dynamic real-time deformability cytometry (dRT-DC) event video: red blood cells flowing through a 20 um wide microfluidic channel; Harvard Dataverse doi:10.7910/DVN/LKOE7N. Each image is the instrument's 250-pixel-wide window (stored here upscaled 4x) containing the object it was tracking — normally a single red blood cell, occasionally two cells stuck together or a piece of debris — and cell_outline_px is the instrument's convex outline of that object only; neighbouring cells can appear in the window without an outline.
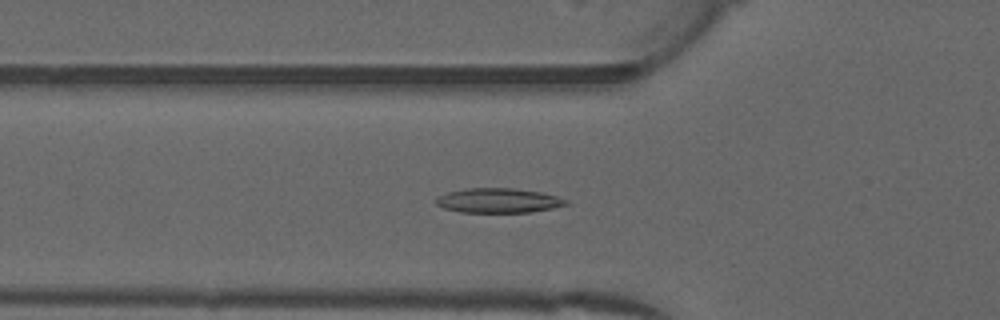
{"species": "common noctule bat (a hibernating species)", "species_latin": "Nyctalus noctula", "temperature_condition": "warm", "stored_images_in_passage": 28, "camera_frame_rate_fps": 3000, "um_per_image_px": 0.085, "animal": {"sex": "male", "forearm_length_mm": 52.5}, "frame": {"image": 1, "passage_image": 18, "time_ms": 5.667, "image_size_px": [1000, 320], "cell_outline_px": [[568, 204], [552, 208], [532, 212], [460, 212], [444, 208], [436, 204], [436, 200], [440, 196], [448, 192], [468, 188], [512, 188], [540, 192], [556, 196], [568, 200]], "centroid_in_image_um": [42.38, 17.05], "position_along_channel_um": 83.4, "area_um2": 18.44}}
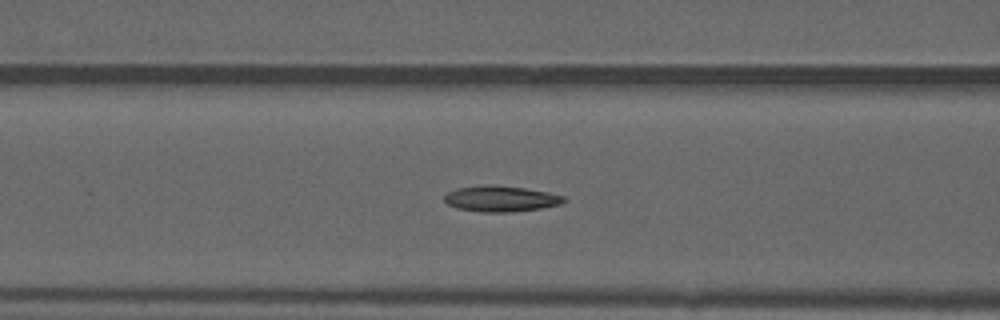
{"frame": {"image": 2, "passage_image": 21, "time_ms": 6.667, "image_size_px": [1000, 320], "cell_outline_px": [[568, 200], [560, 204], [540, 208], [512, 212], [480, 212], [456, 208], [448, 204], [444, 200], [444, 196], [448, 192], [456, 188], [484, 184], [492, 184], [524, 188], [548, 192], [564, 196]], "centroid_in_image_um": [42.55, 16.88], "position_along_channel_um": 124.0, "area_um2": 18.15}}
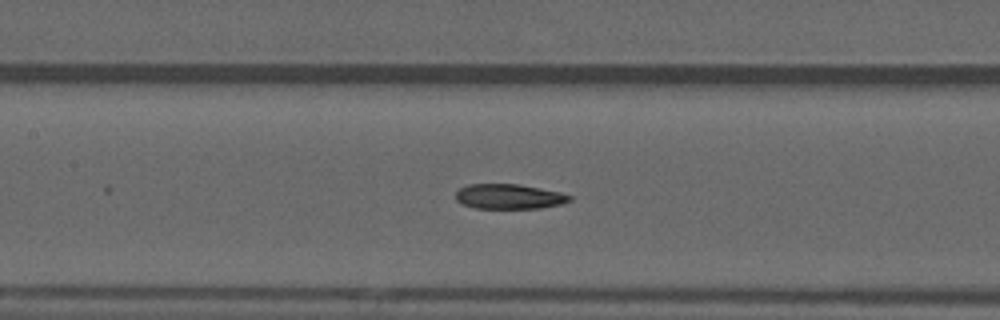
{"frame": {"image": 3, "passage_image": 24, "time_ms": 7.667, "image_size_px": [1000, 320], "cell_outline_px": [[572, 200], [560, 204], [540, 208], [476, 208], [464, 204], [456, 200], [456, 192], [460, 188], [468, 184], [516, 184], [540, 188], [560, 192], [572, 196]], "centroid_in_image_um": [43.28, 16.7], "position_along_channel_um": 164.1, "area_um2": 16.42}}